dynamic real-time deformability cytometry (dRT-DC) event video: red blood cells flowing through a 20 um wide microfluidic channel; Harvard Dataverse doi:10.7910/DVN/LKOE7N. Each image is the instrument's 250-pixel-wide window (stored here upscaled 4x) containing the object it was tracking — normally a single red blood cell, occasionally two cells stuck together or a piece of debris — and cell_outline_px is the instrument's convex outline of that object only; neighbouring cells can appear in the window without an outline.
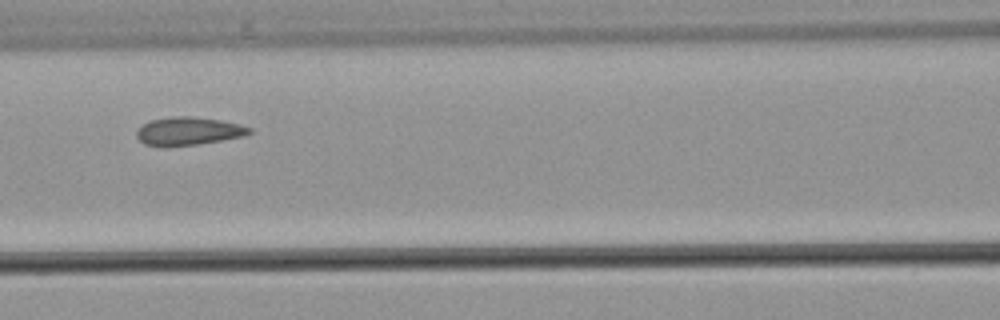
{"species": "common noctule bat (a hibernating species)", "species_latin": "Nyctalus noctula", "temperature_condition": "warm", "stored_images_in_passage": 6, "camera_frame_rate_fps": 3000, "um_per_image_px": 0.085, "animal": {"sex": "male", "body_mass_g": 21.5, "forearm_length_mm": 52.0}, "frame": {"image": 1, "passage_image": 5, "time_ms": 5.667, "image_size_px": [1000, 320], "cell_outline_px": [[252, 132], [244, 136], [196, 144], [168, 148], [144, 144], [136, 136], [136, 132], [144, 124], [152, 120], [172, 116], [188, 116], [220, 120], [240, 124], [252, 128]], "centroid_in_image_um": [16.01, 11.16], "position_along_channel_um": 150.6, "area_um2": 18.5}}